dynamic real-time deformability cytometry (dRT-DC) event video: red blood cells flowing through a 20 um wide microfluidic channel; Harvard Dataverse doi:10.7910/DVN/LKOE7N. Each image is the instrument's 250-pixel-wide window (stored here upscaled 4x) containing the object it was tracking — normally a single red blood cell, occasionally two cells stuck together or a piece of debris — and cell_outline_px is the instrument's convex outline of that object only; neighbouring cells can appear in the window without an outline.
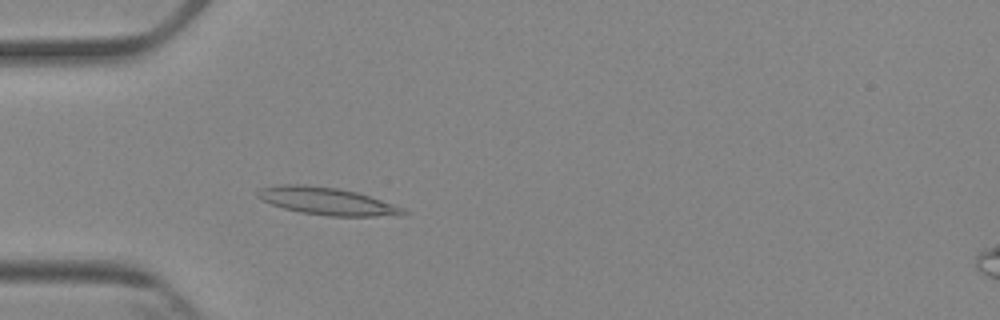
{"species": "Egyptian fruit bat (a non-hibernating species)", "species_latin": "Rousettus aegyptiacus", "temperature_condition": "cold", "stored_images_in_passage": 4, "camera_frame_rate_fps": 3000, "um_per_image_px": 0.085, "animal": {"sex": "female"}, "frame": {"image": 1, "passage_image": 4, "time_ms": 3.667, "image_size_px": [1000, 320], "cell_outline_px": [[408, 212], [400, 216], [328, 216], [300, 212], [284, 208], [260, 200], [256, 196], [256, 192], [260, 188], [280, 184], [304, 184], [336, 188], [356, 192], [404, 208]], "centroid_in_image_um": [27.75, 17.1], "position_along_channel_um": 57.2, "area_um2": 23.24}}